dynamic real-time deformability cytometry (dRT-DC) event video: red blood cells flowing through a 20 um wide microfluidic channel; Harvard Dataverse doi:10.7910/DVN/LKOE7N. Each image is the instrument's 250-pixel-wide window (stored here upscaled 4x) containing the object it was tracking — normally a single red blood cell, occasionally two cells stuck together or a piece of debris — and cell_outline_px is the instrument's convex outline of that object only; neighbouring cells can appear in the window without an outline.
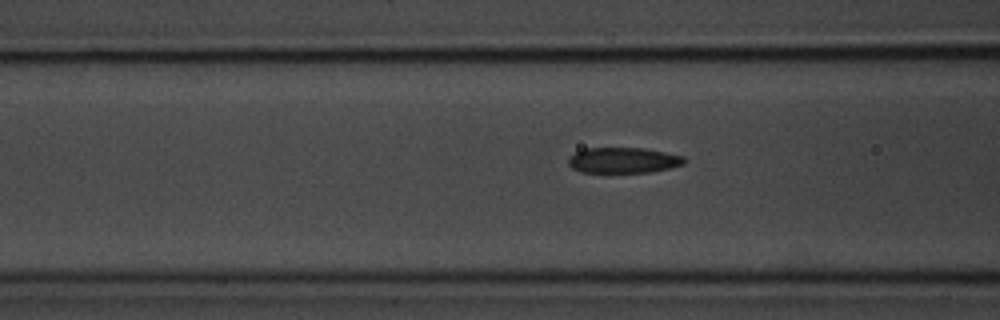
{"species": "common noctule bat (a hibernating species)", "species_latin": "Nyctalus noctula", "temperature_condition": "room temperature", "stored_images_in_passage": 17, "camera_frame_rate_fps": 3000, "um_per_image_px": 0.085, "animal": {"sex": "male", "body_mass_g": 20.1, "forearm_length_mm": 53.5}, "frame": {"image": 1, "passage_image": 15, "time_ms": 4.667, "image_size_px": [1000, 320], "cell_outline_px": [[684, 164], [668, 168], [648, 172], [580, 172], [572, 168], [568, 164], [568, 156], [584, 148], [644, 148], [684, 156]], "centroid_in_image_um": [52.93, 13.62], "position_along_channel_um": 113.7, "area_um2": 17.22}}